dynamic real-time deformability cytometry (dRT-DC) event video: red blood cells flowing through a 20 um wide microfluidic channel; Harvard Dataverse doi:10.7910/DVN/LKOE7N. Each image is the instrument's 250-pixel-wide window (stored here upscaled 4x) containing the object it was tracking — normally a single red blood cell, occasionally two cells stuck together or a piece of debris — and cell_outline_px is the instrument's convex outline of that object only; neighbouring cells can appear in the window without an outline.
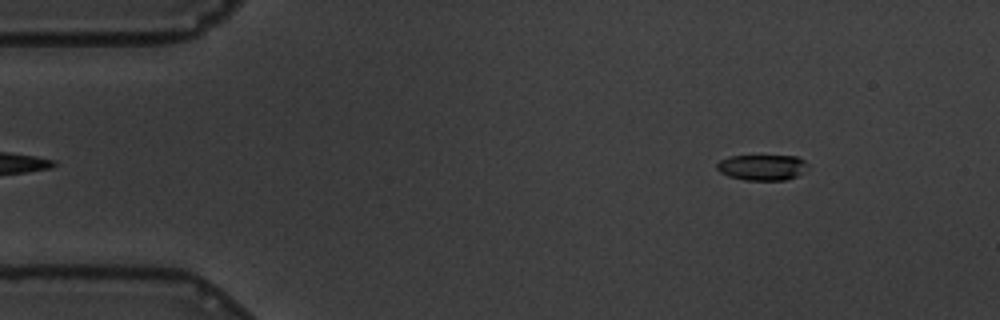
{"species": "common noctule bat (a hibernating species)", "species_latin": "Nyctalus noctula", "temperature_condition": "warm", "stored_images_in_passage": 10, "camera_frame_rate_fps": 3000, "um_per_image_px": 0.085, "animal": {"sex": "male", "body_mass_g": 19.5, "forearm_length_mm": 54.6}, "frame": {"image": 1, "passage_image": 2, "time_ms": 0.333, "image_size_px": [1000, 320], "cell_outline_px": [[808, 164], [804, 172], [800, 176], [784, 180], [744, 180], [728, 176], [720, 172], [716, 168], [716, 164], [720, 160], [728, 156], [796, 156], [804, 160]], "centroid_in_image_um": [64.79, 14.23], "position_along_channel_um": 20.2, "area_um2": 13.76}}